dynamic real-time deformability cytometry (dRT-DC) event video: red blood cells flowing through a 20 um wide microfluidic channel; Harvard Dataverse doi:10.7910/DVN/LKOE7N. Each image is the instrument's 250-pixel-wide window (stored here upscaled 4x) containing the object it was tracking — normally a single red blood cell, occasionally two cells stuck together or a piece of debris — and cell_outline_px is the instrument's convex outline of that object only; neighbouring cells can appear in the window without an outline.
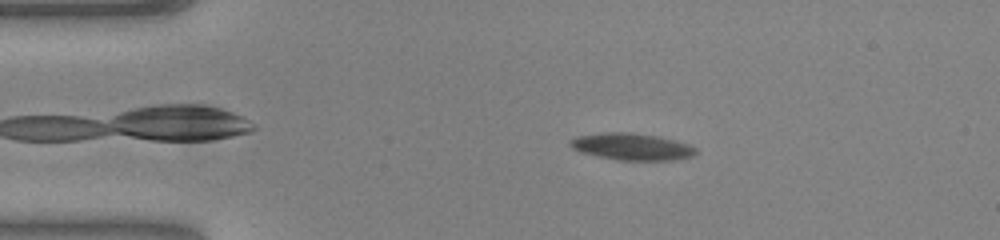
{"species": "common noctule bat (a hibernating species)", "species_latin": "Nyctalus noctula", "temperature_condition": "warm", "stored_images_in_passage": 52, "camera_frame_rate_fps": 3000, "um_per_image_px": 0.085, "animal": {"sex": "female", "body_mass_g": 23.0, "forearm_length_mm": 53.4}, "frame": {"image": 1, "passage_image": 8, "time_ms": 2.333, "image_size_px": [1000, 240], "cell_outline_px": [[696, 152], [692, 156], [672, 160], [620, 160], [580, 152], [572, 148], [568, 144], [572, 140], [580, 136], [608, 132], [628, 132], [656, 136], [688, 144], [696, 148]], "centroid_in_image_um": [53.71, 12.47], "position_along_channel_um": 31.3, "area_um2": 19.19}}
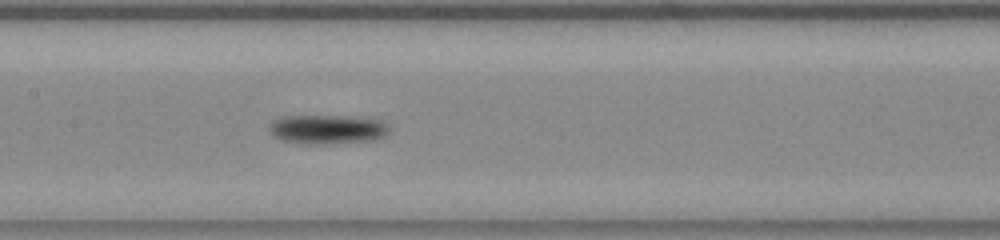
{"frame": {"image": 2, "passage_image": 24, "time_ms": 7.667, "image_size_px": [1000, 240], "cell_outline_px": [[388, 132], [384, 136], [376, 140], [316, 144], [308, 144], [284, 140], [276, 136], [268, 128], [276, 120], [284, 116], [332, 116], [380, 120], [388, 128]], "centroid_in_image_um": [27.84, 11.0], "position_along_channel_um": 179.6, "area_um2": 19.65}}
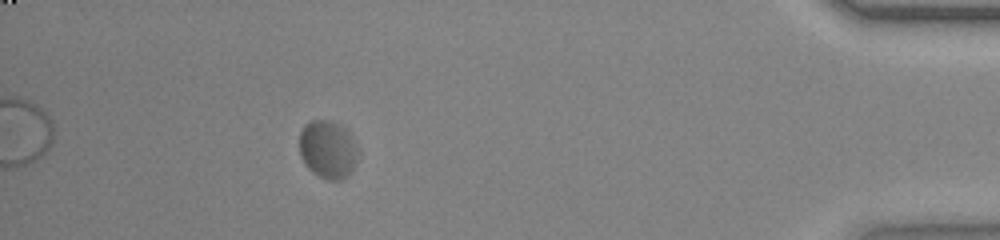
{"frame": {"image": 3, "passage_image": 47, "time_ms": 15.333, "image_size_px": [1000, 240], "cell_outline_px": [[356, 160], [348, 176], [344, 180], [324, 180], [312, 172], [304, 164], [300, 156], [300, 132], [304, 124], [312, 120], [328, 120], [344, 128], [348, 132], [356, 148]], "centroid_in_image_um": [27.82, 12.73], "position_along_channel_um": 407.4, "area_um2": 19.65}, "authors_computed_cell_mechanics": {"area_um2": 19.2185, "velocity_mm_per_s": 3.7061, "shape_relaxation_time_tau1_ms": 1.5015, "shape_relaxation_time_tau2_ms": 2.4757, "deformation_change_tau1": 0.0704, "deformation_change_tau2": 0.0449}}